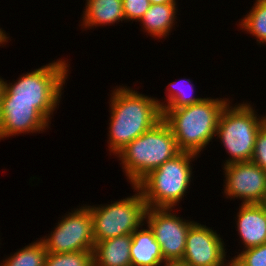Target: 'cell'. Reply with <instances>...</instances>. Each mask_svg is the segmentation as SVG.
Here are the masks:
<instances>
[{
    "label": "cell",
    "mask_w": 266,
    "mask_h": 266,
    "mask_svg": "<svg viewBox=\"0 0 266 266\" xmlns=\"http://www.w3.org/2000/svg\"><path fill=\"white\" fill-rule=\"evenodd\" d=\"M111 95L109 151L118 154L128 143L162 119L158 99L118 87Z\"/></svg>",
    "instance_id": "obj_1"
},
{
    "label": "cell",
    "mask_w": 266,
    "mask_h": 266,
    "mask_svg": "<svg viewBox=\"0 0 266 266\" xmlns=\"http://www.w3.org/2000/svg\"><path fill=\"white\" fill-rule=\"evenodd\" d=\"M220 99L204 98L180 108H161L162 119L171 129L180 151L198 155L214 138L219 116L230 102Z\"/></svg>",
    "instance_id": "obj_2"
},
{
    "label": "cell",
    "mask_w": 266,
    "mask_h": 266,
    "mask_svg": "<svg viewBox=\"0 0 266 266\" xmlns=\"http://www.w3.org/2000/svg\"><path fill=\"white\" fill-rule=\"evenodd\" d=\"M181 151L167 125L161 119L151 129L128 143L117 155L122 169L133 186H136L151 171L172 159Z\"/></svg>",
    "instance_id": "obj_3"
},
{
    "label": "cell",
    "mask_w": 266,
    "mask_h": 266,
    "mask_svg": "<svg viewBox=\"0 0 266 266\" xmlns=\"http://www.w3.org/2000/svg\"><path fill=\"white\" fill-rule=\"evenodd\" d=\"M67 67L69 66L65 60H57L21 75L14 84L5 81L1 98L30 101L49 121L60 102L63 84L69 72Z\"/></svg>",
    "instance_id": "obj_4"
},
{
    "label": "cell",
    "mask_w": 266,
    "mask_h": 266,
    "mask_svg": "<svg viewBox=\"0 0 266 266\" xmlns=\"http://www.w3.org/2000/svg\"><path fill=\"white\" fill-rule=\"evenodd\" d=\"M196 156L181 151L136 185L148 208H173L184 197L193 173L190 162Z\"/></svg>",
    "instance_id": "obj_5"
},
{
    "label": "cell",
    "mask_w": 266,
    "mask_h": 266,
    "mask_svg": "<svg viewBox=\"0 0 266 266\" xmlns=\"http://www.w3.org/2000/svg\"><path fill=\"white\" fill-rule=\"evenodd\" d=\"M229 104H226L219 116L216 131V136L232 156L224 165L252 160L257 133L266 122V116L257 118L255 109L249 103L234 107Z\"/></svg>",
    "instance_id": "obj_6"
},
{
    "label": "cell",
    "mask_w": 266,
    "mask_h": 266,
    "mask_svg": "<svg viewBox=\"0 0 266 266\" xmlns=\"http://www.w3.org/2000/svg\"><path fill=\"white\" fill-rule=\"evenodd\" d=\"M132 187L138 192L132 197L106 206H88L93 220L95 244L109 238L132 234L144 225L143 221L148 207L139 188Z\"/></svg>",
    "instance_id": "obj_7"
},
{
    "label": "cell",
    "mask_w": 266,
    "mask_h": 266,
    "mask_svg": "<svg viewBox=\"0 0 266 266\" xmlns=\"http://www.w3.org/2000/svg\"><path fill=\"white\" fill-rule=\"evenodd\" d=\"M62 218L50 236L41 239L47 253L93 250V220L89 207H80Z\"/></svg>",
    "instance_id": "obj_8"
},
{
    "label": "cell",
    "mask_w": 266,
    "mask_h": 266,
    "mask_svg": "<svg viewBox=\"0 0 266 266\" xmlns=\"http://www.w3.org/2000/svg\"><path fill=\"white\" fill-rule=\"evenodd\" d=\"M170 211L172 208H148L145 219L161 246L164 260H182L188 230L195 222L183 221Z\"/></svg>",
    "instance_id": "obj_9"
},
{
    "label": "cell",
    "mask_w": 266,
    "mask_h": 266,
    "mask_svg": "<svg viewBox=\"0 0 266 266\" xmlns=\"http://www.w3.org/2000/svg\"><path fill=\"white\" fill-rule=\"evenodd\" d=\"M229 198L243 199L242 204L266 203V170L252 161L224 165Z\"/></svg>",
    "instance_id": "obj_10"
},
{
    "label": "cell",
    "mask_w": 266,
    "mask_h": 266,
    "mask_svg": "<svg viewBox=\"0 0 266 266\" xmlns=\"http://www.w3.org/2000/svg\"><path fill=\"white\" fill-rule=\"evenodd\" d=\"M224 247L216 231L195 222L188 230L182 261L191 266H225Z\"/></svg>",
    "instance_id": "obj_11"
},
{
    "label": "cell",
    "mask_w": 266,
    "mask_h": 266,
    "mask_svg": "<svg viewBox=\"0 0 266 266\" xmlns=\"http://www.w3.org/2000/svg\"><path fill=\"white\" fill-rule=\"evenodd\" d=\"M49 122L30 101L1 98L0 139L48 128Z\"/></svg>",
    "instance_id": "obj_12"
},
{
    "label": "cell",
    "mask_w": 266,
    "mask_h": 266,
    "mask_svg": "<svg viewBox=\"0 0 266 266\" xmlns=\"http://www.w3.org/2000/svg\"><path fill=\"white\" fill-rule=\"evenodd\" d=\"M237 214L236 224L244 249L266 243V203L241 204Z\"/></svg>",
    "instance_id": "obj_13"
},
{
    "label": "cell",
    "mask_w": 266,
    "mask_h": 266,
    "mask_svg": "<svg viewBox=\"0 0 266 266\" xmlns=\"http://www.w3.org/2000/svg\"><path fill=\"white\" fill-rule=\"evenodd\" d=\"M131 234L99 241L93 249V266H132Z\"/></svg>",
    "instance_id": "obj_14"
},
{
    "label": "cell",
    "mask_w": 266,
    "mask_h": 266,
    "mask_svg": "<svg viewBox=\"0 0 266 266\" xmlns=\"http://www.w3.org/2000/svg\"><path fill=\"white\" fill-rule=\"evenodd\" d=\"M132 245L130 248L132 266H159L166 261L163 258L161 246L155 240L153 231L136 229L131 234Z\"/></svg>",
    "instance_id": "obj_15"
},
{
    "label": "cell",
    "mask_w": 266,
    "mask_h": 266,
    "mask_svg": "<svg viewBox=\"0 0 266 266\" xmlns=\"http://www.w3.org/2000/svg\"><path fill=\"white\" fill-rule=\"evenodd\" d=\"M83 28L114 24L125 20L122 0H86Z\"/></svg>",
    "instance_id": "obj_16"
},
{
    "label": "cell",
    "mask_w": 266,
    "mask_h": 266,
    "mask_svg": "<svg viewBox=\"0 0 266 266\" xmlns=\"http://www.w3.org/2000/svg\"><path fill=\"white\" fill-rule=\"evenodd\" d=\"M176 3L151 4L140 21L145 31L154 37L163 38L170 33L177 16Z\"/></svg>",
    "instance_id": "obj_17"
},
{
    "label": "cell",
    "mask_w": 266,
    "mask_h": 266,
    "mask_svg": "<svg viewBox=\"0 0 266 266\" xmlns=\"http://www.w3.org/2000/svg\"><path fill=\"white\" fill-rule=\"evenodd\" d=\"M47 251L42 240L31 243L5 259L0 266H45Z\"/></svg>",
    "instance_id": "obj_18"
},
{
    "label": "cell",
    "mask_w": 266,
    "mask_h": 266,
    "mask_svg": "<svg viewBox=\"0 0 266 266\" xmlns=\"http://www.w3.org/2000/svg\"><path fill=\"white\" fill-rule=\"evenodd\" d=\"M245 16L239 24L242 30L256 36L258 43L266 44V0H256L249 14Z\"/></svg>",
    "instance_id": "obj_19"
},
{
    "label": "cell",
    "mask_w": 266,
    "mask_h": 266,
    "mask_svg": "<svg viewBox=\"0 0 266 266\" xmlns=\"http://www.w3.org/2000/svg\"><path fill=\"white\" fill-rule=\"evenodd\" d=\"M45 266H93V250L47 253Z\"/></svg>",
    "instance_id": "obj_20"
},
{
    "label": "cell",
    "mask_w": 266,
    "mask_h": 266,
    "mask_svg": "<svg viewBox=\"0 0 266 266\" xmlns=\"http://www.w3.org/2000/svg\"><path fill=\"white\" fill-rule=\"evenodd\" d=\"M182 80L183 79H181L179 81L181 82ZM185 80H186V82H188V84L190 83L191 88L190 87L189 88L191 89V91H193L194 88L192 86L193 84H191L190 79H188V80L184 79L182 82H184ZM179 81H178V83H176L177 81H175L174 83L169 84V85H171V86H169V87H171V89L170 88L167 89L168 90L167 105L158 101V105H159L160 109L161 108H180V107L199 103L204 99V98H199V97L196 98V97L192 96L191 93L189 95V93L187 92L188 88L186 90V87H185L186 84L183 85L185 87V88H183V86H180L181 84L179 83ZM173 88H175V89H173Z\"/></svg>",
    "instance_id": "obj_21"
},
{
    "label": "cell",
    "mask_w": 266,
    "mask_h": 266,
    "mask_svg": "<svg viewBox=\"0 0 266 266\" xmlns=\"http://www.w3.org/2000/svg\"><path fill=\"white\" fill-rule=\"evenodd\" d=\"M234 260L241 266H266V243L242 251Z\"/></svg>",
    "instance_id": "obj_22"
},
{
    "label": "cell",
    "mask_w": 266,
    "mask_h": 266,
    "mask_svg": "<svg viewBox=\"0 0 266 266\" xmlns=\"http://www.w3.org/2000/svg\"><path fill=\"white\" fill-rule=\"evenodd\" d=\"M125 20H138L150 8L149 0H122Z\"/></svg>",
    "instance_id": "obj_23"
},
{
    "label": "cell",
    "mask_w": 266,
    "mask_h": 266,
    "mask_svg": "<svg viewBox=\"0 0 266 266\" xmlns=\"http://www.w3.org/2000/svg\"><path fill=\"white\" fill-rule=\"evenodd\" d=\"M251 161L266 170V122L257 133Z\"/></svg>",
    "instance_id": "obj_24"
},
{
    "label": "cell",
    "mask_w": 266,
    "mask_h": 266,
    "mask_svg": "<svg viewBox=\"0 0 266 266\" xmlns=\"http://www.w3.org/2000/svg\"><path fill=\"white\" fill-rule=\"evenodd\" d=\"M165 266H191L185 262H183L182 260H176V261H166Z\"/></svg>",
    "instance_id": "obj_25"
},
{
    "label": "cell",
    "mask_w": 266,
    "mask_h": 266,
    "mask_svg": "<svg viewBox=\"0 0 266 266\" xmlns=\"http://www.w3.org/2000/svg\"><path fill=\"white\" fill-rule=\"evenodd\" d=\"M151 4L176 3V0H149Z\"/></svg>",
    "instance_id": "obj_26"
},
{
    "label": "cell",
    "mask_w": 266,
    "mask_h": 266,
    "mask_svg": "<svg viewBox=\"0 0 266 266\" xmlns=\"http://www.w3.org/2000/svg\"><path fill=\"white\" fill-rule=\"evenodd\" d=\"M5 32L0 28V44L8 42L7 39L9 37H6Z\"/></svg>",
    "instance_id": "obj_27"
},
{
    "label": "cell",
    "mask_w": 266,
    "mask_h": 266,
    "mask_svg": "<svg viewBox=\"0 0 266 266\" xmlns=\"http://www.w3.org/2000/svg\"><path fill=\"white\" fill-rule=\"evenodd\" d=\"M4 84H5V81L2 78H0V102H1V97L3 94V90H4Z\"/></svg>",
    "instance_id": "obj_28"
},
{
    "label": "cell",
    "mask_w": 266,
    "mask_h": 266,
    "mask_svg": "<svg viewBox=\"0 0 266 266\" xmlns=\"http://www.w3.org/2000/svg\"><path fill=\"white\" fill-rule=\"evenodd\" d=\"M226 266H241L240 264H238L234 259L230 260L229 263H225Z\"/></svg>",
    "instance_id": "obj_29"
}]
</instances>
